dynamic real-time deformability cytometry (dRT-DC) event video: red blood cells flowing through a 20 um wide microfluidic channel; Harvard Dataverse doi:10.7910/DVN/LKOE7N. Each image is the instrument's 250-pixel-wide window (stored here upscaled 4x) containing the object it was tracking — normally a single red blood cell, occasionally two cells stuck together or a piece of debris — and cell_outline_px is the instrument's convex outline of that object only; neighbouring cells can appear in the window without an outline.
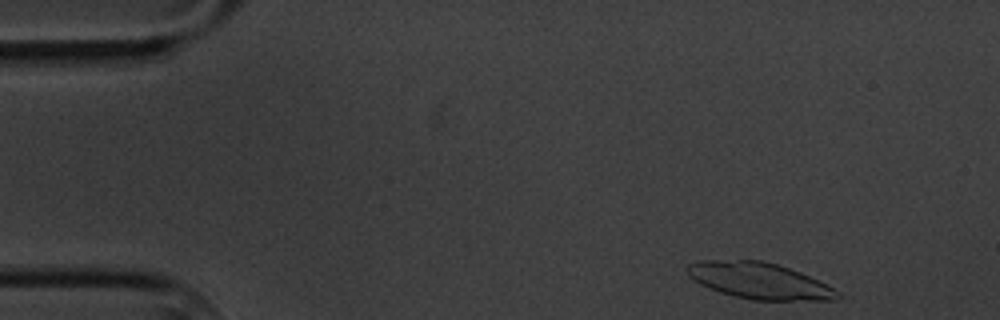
{"species": "common noctule bat (a hibernating species)", "species_latin": "Nyctalus noctula", "temperature_condition": "cold", "stored_images_in_passage": 4, "camera_frame_rate_fps": 3000, "um_per_image_px": 0.085, "animal": {"sex": "male", "body_mass_g": 20.1, "forearm_length_mm": 53.5}, "frame": {"image": 1, "passage_image": 1, "time_ms": 0.0, "image_size_px": [1000, 320], "cell_outline_px": [[840, 296], [836, 300], [752, 300], [720, 292], [708, 288], [700, 284], [688, 276], [688, 264], [700, 260], [764, 260], [800, 272], [828, 284], [840, 292]], "centroid_in_image_um": [64.56, 23.86], "position_along_channel_um": 20.4, "area_um2": 31.73}}